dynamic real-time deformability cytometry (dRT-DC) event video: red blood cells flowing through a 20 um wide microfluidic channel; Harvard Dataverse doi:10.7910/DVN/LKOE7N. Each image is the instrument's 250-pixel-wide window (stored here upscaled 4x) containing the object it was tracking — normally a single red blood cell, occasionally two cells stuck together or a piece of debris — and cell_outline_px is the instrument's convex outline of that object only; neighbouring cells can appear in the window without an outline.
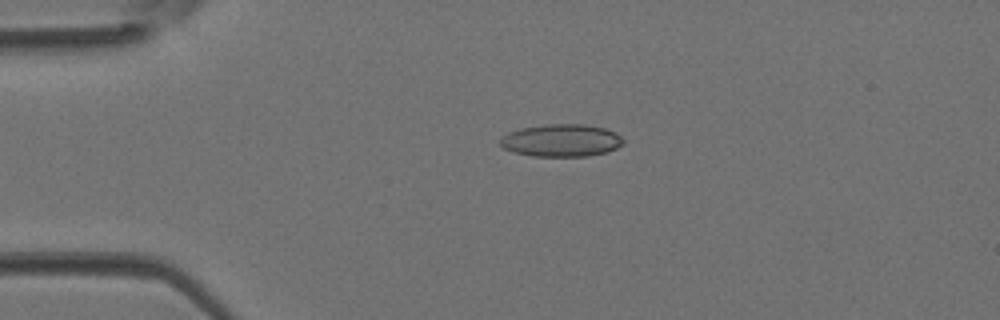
{"species": "Egyptian fruit bat (a non-hibernating species)", "species_latin": "Rousettus aegyptiacus", "temperature_condition": "room temperature", "stored_images_in_passage": 35, "camera_frame_rate_fps": 3000, "um_per_image_px": 0.085, "animal": {"sex": "female"}, "frame": {"image": 1, "passage_image": 1, "time_ms": 0.0, "image_size_px": [1000, 320], "cell_outline_px": [[624, 144], [608, 152], [588, 156], [532, 156], [512, 152], [504, 148], [500, 144], [500, 136], [508, 132], [520, 128], [548, 124], [584, 124], [604, 128], [616, 132], [624, 140]], "centroid_in_image_um": [47.71, 11.94], "position_along_channel_um": 37.3, "area_um2": 23.52}}
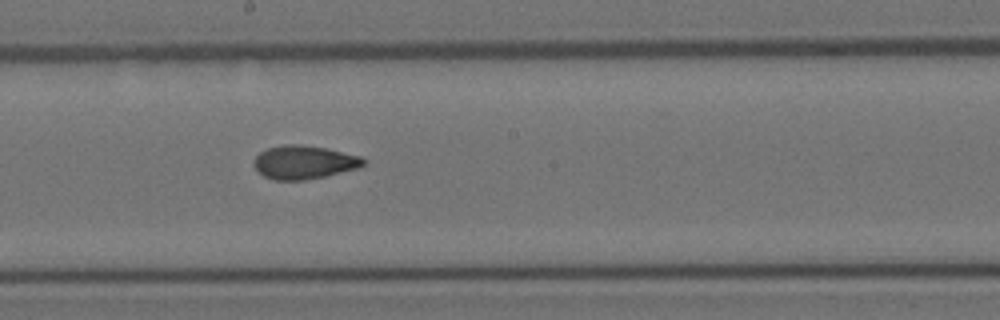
{"frame": {"image": 2, "passage_image": 15, "time_ms": 4.667, "image_size_px": [1000, 320], "cell_outline_px": [[368, 160], [364, 164], [356, 168], [324, 176], [304, 180], [272, 180], [264, 176], [252, 164], [252, 160], [260, 152], [268, 148], [284, 144], [296, 144], [324, 148], [360, 156]], "centroid_in_image_um": [25.8, 13.79], "position_along_channel_um": 222.4, "area_um2": 21.15}}
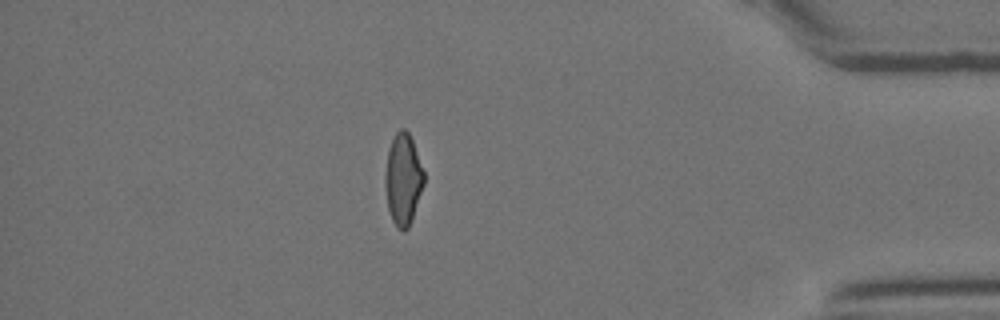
{"frame": {"image": 3, "passage_image": 29, "time_ms": 9.333, "image_size_px": [1000, 320], "cell_outline_px": [[424, 184], [412, 220], [408, 228], [404, 232], [396, 228], [392, 220], [388, 208], [384, 184], [384, 176], [388, 148], [396, 132], [400, 128], [404, 128], [408, 132], [412, 140], [424, 172]], "centroid_in_image_um": [34.25, 15.26], "position_along_channel_um": 401.0, "area_um2": 20.81}}